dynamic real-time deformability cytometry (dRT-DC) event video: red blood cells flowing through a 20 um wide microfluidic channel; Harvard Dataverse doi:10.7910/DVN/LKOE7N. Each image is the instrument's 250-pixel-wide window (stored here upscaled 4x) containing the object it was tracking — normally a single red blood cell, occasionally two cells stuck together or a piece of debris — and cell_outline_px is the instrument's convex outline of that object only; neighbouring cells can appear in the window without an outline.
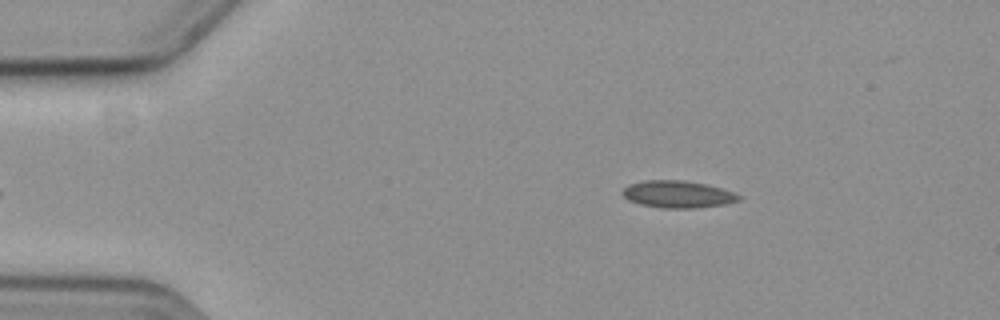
{"species": "common noctule bat (a hibernating species)", "species_latin": "Nyctalus noctula", "temperature_condition": "cold", "stored_images_in_passage": 44, "camera_frame_rate_fps": 3000, "um_per_image_px": 0.085, "animal": {"sex": "female", "body_mass_g": 19.3, "forearm_length_mm": 54.1}, "frame": {"image": 1, "passage_image": 2, "time_ms": 0.333, "image_size_px": [1000, 320], "cell_outline_px": [[740, 200], [724, 204], [696, 208], [660, 208], [640, 204], [628, 200], [620, 192], [628, 184], [644, 180], [684, 180], [704, 184], [720, 188], [732, 192], [740, 196]], "centroid_in_image_um": [57.55, 16.51], "position_along_channel_um": 27.5, "area_um2": 18.32}}
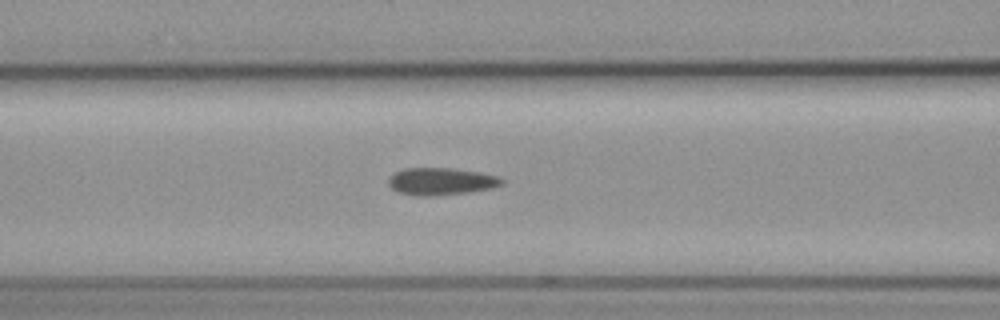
{"frame": {"image": 2, "passage_image": 16, "time_ms": 5.0, "image_size_px": [1000, 320], "cell_outline_px": [[504, 184], [492, 188], [468, 192], [432, 196], [416, 196], [400, 192], [392, 188], [388, 184], [388, 176], [404, 168], [452, 168], [480, 172], [500, 176], [504, 180]], "centroid_in_image_um": [37.51, 15.41], "position_along_channel_um": 129.1, "area_um2": 18.15}}
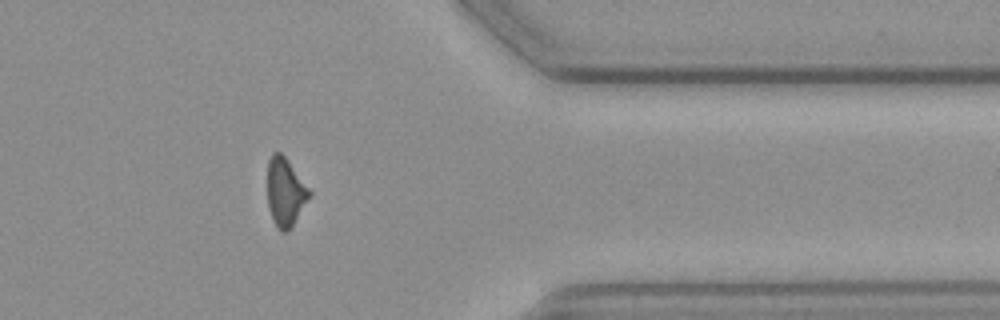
{"frame": {"image": 3, "passage_image": 39, "time_ms": 12.667, "image_size_px": [1000, 320], "cell_outline_px": [[312, 196], [292, 228], [288, 232], [280, 232], [276, 228], [272, 220], [268, 208], [268, 160], [272, 152], [280, 152], [284, 156], [312, 192]], "centroid_in_image_um": [24.27, 16.4], "position_along_channel_um": 387.1, "area_um2": 17.05}}